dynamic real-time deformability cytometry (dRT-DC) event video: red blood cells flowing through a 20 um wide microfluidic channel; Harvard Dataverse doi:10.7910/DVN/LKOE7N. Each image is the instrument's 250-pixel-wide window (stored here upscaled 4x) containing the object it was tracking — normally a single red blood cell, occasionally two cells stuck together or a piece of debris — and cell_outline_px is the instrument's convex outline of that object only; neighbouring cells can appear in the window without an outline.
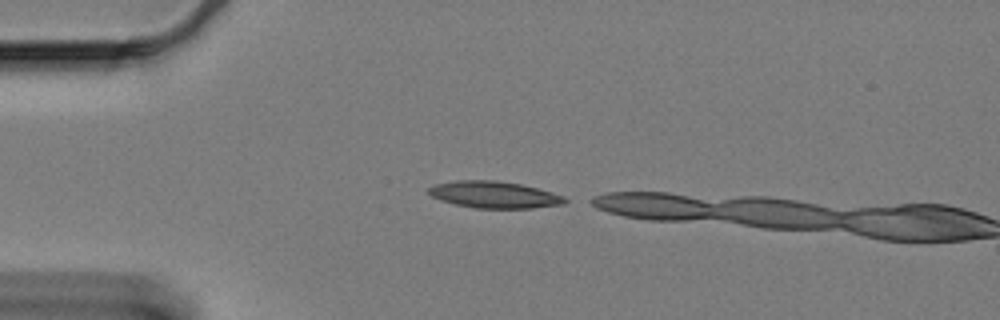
{"species": "Egyptian fruit bat (a non-hibernating species)", "species_latin": "Rousettus aegyptiacus", "temperature_condition": "cold", "stored_images_in_passage": 3, "camera_frame_rate_fps": 3000, "um_per_image_px": 0.085, "animal": {"sex": "female"}, "frame": {"image": 1, "passage_image": 1, "time_ms": 0.0, "image_size_px": [1000, 320], "cell_outline_px": [[572, 200], [564, 204], [532, 208], [476, 208], [456, 204], [440, 200], [432, 196], [428, 192], [428, 188], [436, 184], [456, 180], [496, 180], [520, 184], [552, 192], [564, 196]], "centroid_in_image_um": [42.05, 16.55], "position_along_channel_um": 42.9, "area_um2": 21.27}}